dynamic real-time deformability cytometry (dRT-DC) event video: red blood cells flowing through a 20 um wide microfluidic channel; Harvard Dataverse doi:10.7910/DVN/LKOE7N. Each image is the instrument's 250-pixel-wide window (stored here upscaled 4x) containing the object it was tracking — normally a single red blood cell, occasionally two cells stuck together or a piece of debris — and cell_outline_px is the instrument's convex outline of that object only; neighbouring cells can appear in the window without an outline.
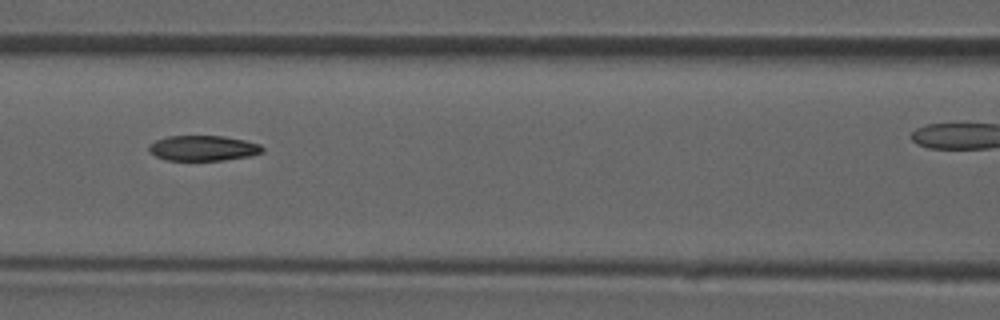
{"species": "common noctule bat (a hibernating species)", "species_latin": "Nyctalus noctula", "temperature_condition": "room temperature", "stored_images_in_passage": 4, "camera_frame_rate_fps": 3000, "um_per_image_px": 0.085, "animal": {"sex": "male", "forearm_length_mm": 52.5}, "frame": {"image": 1, "passage_image": 3, "time_ms": 0.667, "image_size_px": [1000, 320], "cell_outline_px": [[264, 152], [248, 156], [224, 160], [168, 160], [156, 156], [148, 152], [148, 144], [156, 140], [168, 136], [224, 136], [244, 140], [260, 144], [264, 148]], "centroid_in_image_um": [17.25, 12.59], "position_along_channel_um": 149.3, "area_um2": 16.76}}